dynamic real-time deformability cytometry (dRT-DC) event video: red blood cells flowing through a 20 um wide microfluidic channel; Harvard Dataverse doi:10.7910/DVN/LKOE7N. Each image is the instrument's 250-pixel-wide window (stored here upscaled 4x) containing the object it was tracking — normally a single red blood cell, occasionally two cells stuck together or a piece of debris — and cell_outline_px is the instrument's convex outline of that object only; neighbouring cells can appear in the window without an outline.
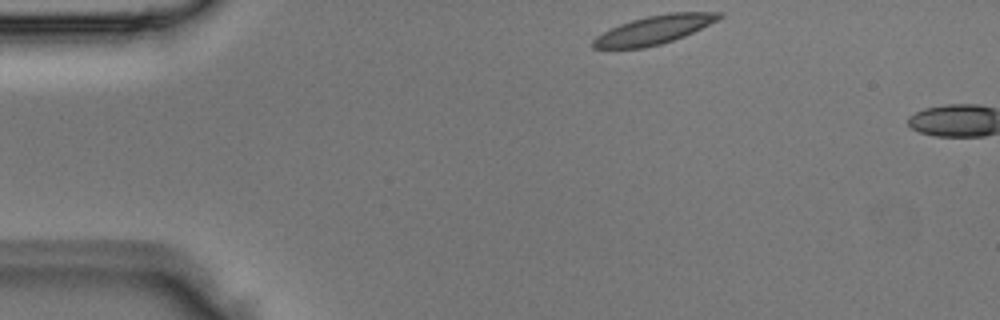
{"species": "Egyptian fruit bat (a non-hibernating species)", "species_latin": "Rousettus aegyptiacus", "temperature_condition": "room temperature", "stored_images_in_passage": 2, "camera_frame_rate_fps": 3000, "um_per_image_px": 0.085, "animal": {"sex": "male"}, "frame": {"image": 1, "passage_image": 1, "time_ms": 0.0, "image_size_px": [1000, 320], "cell_outline_px": [[724, 16], [684, 36], [660, 44], [644, 48], [592, 48], [592, 40], [596, 36], [620, 24], [632, 20], [648, 16], [668, 12], [724, 12]], "centroid_in_image_um": [55.59, 2.53], "position_along_channel_um": 29.4, "area_um2": 20.63}}